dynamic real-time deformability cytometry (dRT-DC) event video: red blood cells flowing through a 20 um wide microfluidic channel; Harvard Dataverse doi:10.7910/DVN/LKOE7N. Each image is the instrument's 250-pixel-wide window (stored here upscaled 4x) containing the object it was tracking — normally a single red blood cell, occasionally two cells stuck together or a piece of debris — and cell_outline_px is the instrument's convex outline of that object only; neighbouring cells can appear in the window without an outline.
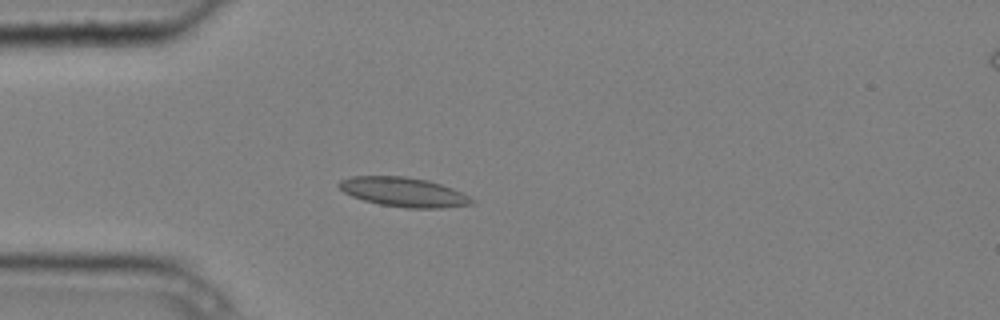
{"species": "common noctule bat (a hibernating species)", "species_latin": "Nyctalus noctula", "temperature_condition": "cold", "stored_images_in_passage": 3, "camera_frame_rate_fps": 3000, "um_per_image_px": 0.085, "animal": {"sex": "male", "body_mass_g": 20.4}, "frame": {"image": 1, "passage_image": 2, "time_ms": 0.333, "image_size_px": [1000, 320], "cell_outline_px": [[476, 200], [472, 204], [444, 208], [404, 208], [380, 204], [364, 200], [352, 196], [344, 192], [336, 184], [340, 180], [352, 176], [404, 176], [428, 180], [452, 188]], "centroid_in_image_um": [34.3, 16.32], "position_along_channel_um": 50.7, "area_um2": 22.72}}